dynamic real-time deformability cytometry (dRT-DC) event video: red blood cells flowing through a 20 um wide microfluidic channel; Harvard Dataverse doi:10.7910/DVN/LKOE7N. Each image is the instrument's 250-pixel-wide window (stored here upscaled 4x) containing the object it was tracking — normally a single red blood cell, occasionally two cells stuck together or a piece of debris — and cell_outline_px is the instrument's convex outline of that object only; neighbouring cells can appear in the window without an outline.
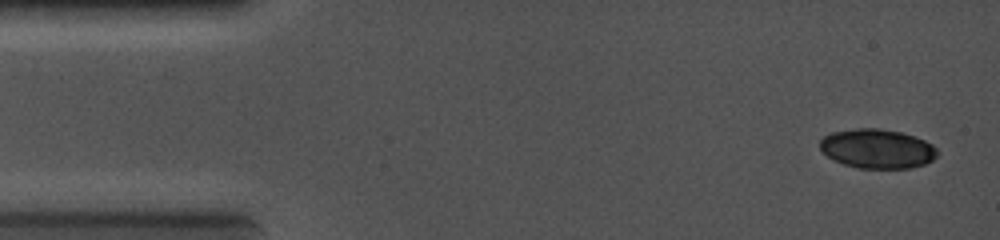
{"species": "common noctule bat (a hibernating species)", "species_latin": "Nyctalus noctula", "temperature_condition": "cold", "stored_images_in_passage": 4, "camera_frame_rate_fps": 5000, "um_per_image_px": 0.085, "animal": {"sex": "female", "body_mass_g": 19.0, "forearm_length_mm": 56.7}, "frame": {"image": 1, "passage_image": 1, "time_ms": 0.0, "image_size_px": [1000, 240], "cell_outline_px": [[936, 156], [932, 160], [924, 164], [908, 168], [860, 168], [844, 164], [832, 160], [820, 148], [820, 140], [824, 136], [832, 132], [856, 128], [880, 128], [900, 132], [924, 140], [932, 144], [936, 148]], "centroid_in_image_um": [74.54, 12.63], "position_along_channel_um": 10.5, "area_um2": 26.7}}